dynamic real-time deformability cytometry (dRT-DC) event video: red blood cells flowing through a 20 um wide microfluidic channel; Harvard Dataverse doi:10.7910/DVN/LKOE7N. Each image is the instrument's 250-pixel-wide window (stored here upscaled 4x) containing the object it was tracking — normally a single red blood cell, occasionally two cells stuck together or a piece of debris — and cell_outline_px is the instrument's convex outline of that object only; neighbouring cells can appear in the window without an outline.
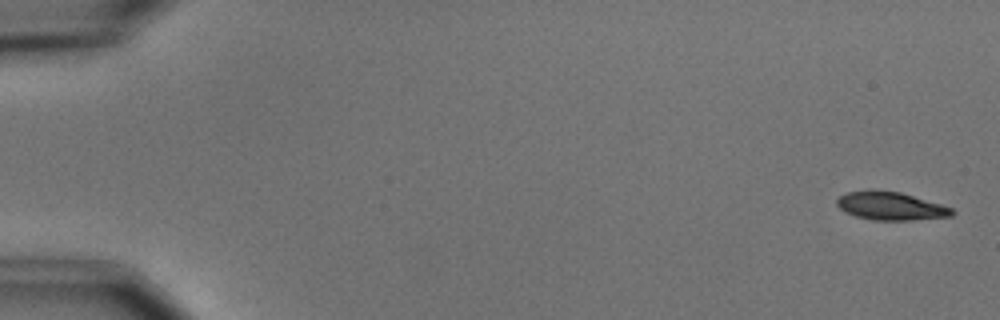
{"species": "common noctule bat (a hibernating species)", "species_latin": "Nyctalus noctula", "temperature_condition": "cold", "stored_images_in_passage": 6, "camera_frame_rate_fps": 3000, "um_per_image_px": 0.085, "animal": {"sex": "male", "body_mass_g": 15.6}, "frame": {"image": 1, "passage_image": 1, "time_ms": 0.0, "image_size_px": [1000, 320], "cell_outline_px": [[956, 212], [952, 216], [912, 220], [872, 220], [856, 216], [844, 212], [836, 204], [836, 200], [840, 196], [848, 192], [868, 188], [900, 192], [940, 204], [952, 208]], "centroid_in_image_um": [75.67, 17.5], "position_along_channel_um": 9.3, "area_um2": 19.07}}
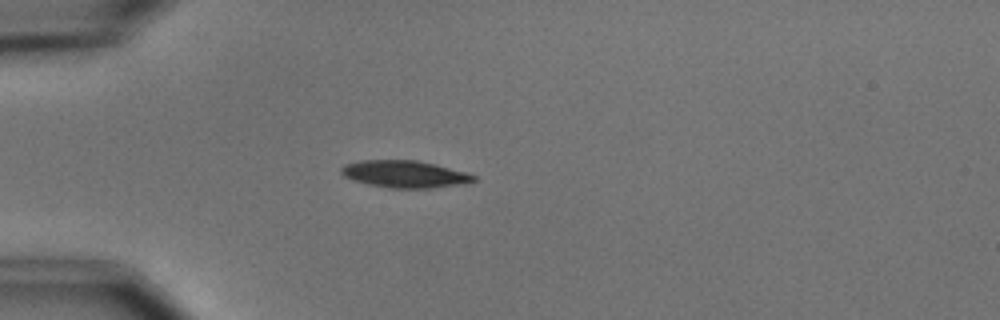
{"frame": {"image": 2, "passage_image": 5, "time_ms": 4.667, "image_size_px": [1000, 320], "cell_outline_px": [[476, 180], [468, 184], [432, 188], [392, 188], [368, 184], [352, 180], [344, 176], [340, 172], [340, 168], [344, 164], [360, 160], [416, 160], [436, 164], [468, 172], [476, 176]], "centroid_in_image_um": [34.44, 14.8], "position_along_channel_um": 50.6, "area_um2": 21.27}}